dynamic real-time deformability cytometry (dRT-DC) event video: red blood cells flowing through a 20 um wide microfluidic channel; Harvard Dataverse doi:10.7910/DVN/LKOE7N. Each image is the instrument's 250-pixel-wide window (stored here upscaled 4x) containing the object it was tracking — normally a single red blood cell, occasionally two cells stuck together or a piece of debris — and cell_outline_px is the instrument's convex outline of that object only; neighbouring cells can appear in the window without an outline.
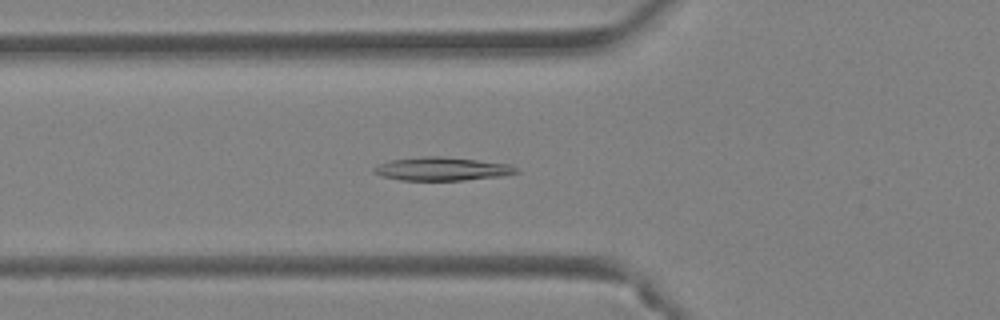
{"species": "Egyptian fruit bat (a non-hibernating species)", "species_latin": "Rousettus aegyptiacus", "temperature_condition": "warm", "stored_images_in_passage": 47, "camera_frame_rate_fps": 3000, "um_per_image_px": 0.085, "animal": {"sex": "female"}, "frame": {"image": 1, "passage_image": 18, "time_ms": 5.667, "image_size_px": [1000, 320], "cell_outline_px": [[520, 172], [500, 176], [464, 180], [400, 180], [380, 176], [372, 172], [372, 168], [380, 164], [392, 160], [424, 156], [440, 156], [476, 160], [508, 164], [520, 168]], "centroid_in_image_um": [37.56, 14.36], "position_along_channel_um": 88.2, "area_um2": 19.31}}
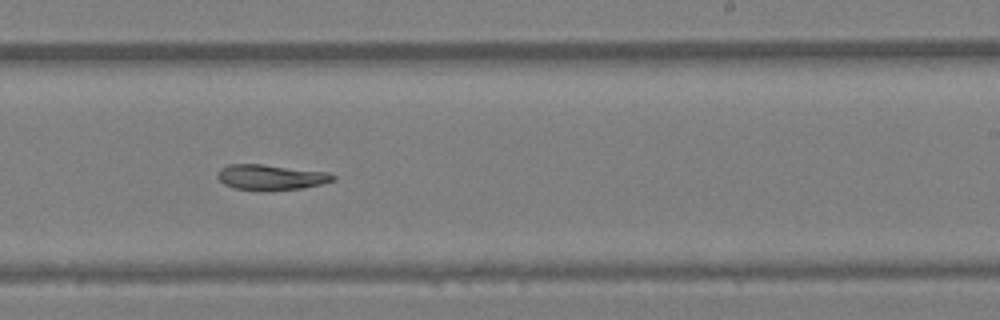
{"frame": {"image": 2, "passage_image": 30, "time_ms": 9.667, "image_size_px": [1000, 320], "cell_outline_px": [[336, 180], [304, 188], [236, 188], [224, 184], [216, 176], [216, 172], [220, 168], [228, 164], [260, 164], [328, 172], [336, 176]], "centroid_in_image_um": [23.02, 15.02], "position_along_channel_um": 266.0, "area_um2": 16.42}}
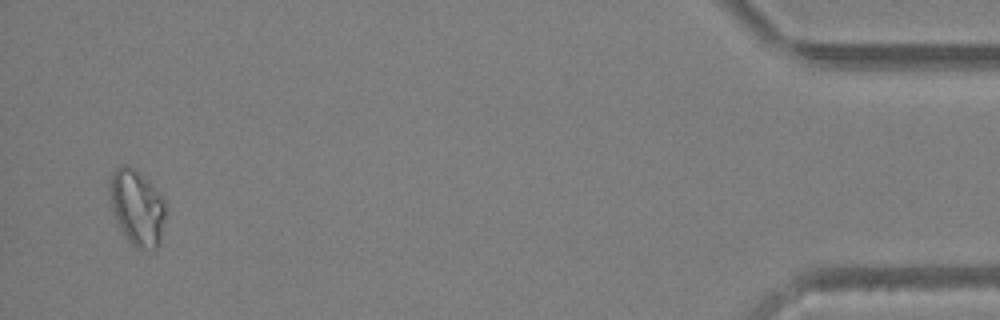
{"frame": {"image": 3, "passage_image": 46, "time_ms": 15.0, "image_size_px": [1000, 320], "cell_outline_px": [[164, 216], [160, 244], [156, 248], [136, 248], [128, 240], [120, 228], [116, 220], [112, 208], [108, 192], [108, 180], [112, 172], [120, 164], [128, 164], [136, 168], [156, 188], [164, 200]], "centroid_in_image_um": [11.61, 17.56], "position_along_channel_um": 423.6, "area_um2": 24.85}}